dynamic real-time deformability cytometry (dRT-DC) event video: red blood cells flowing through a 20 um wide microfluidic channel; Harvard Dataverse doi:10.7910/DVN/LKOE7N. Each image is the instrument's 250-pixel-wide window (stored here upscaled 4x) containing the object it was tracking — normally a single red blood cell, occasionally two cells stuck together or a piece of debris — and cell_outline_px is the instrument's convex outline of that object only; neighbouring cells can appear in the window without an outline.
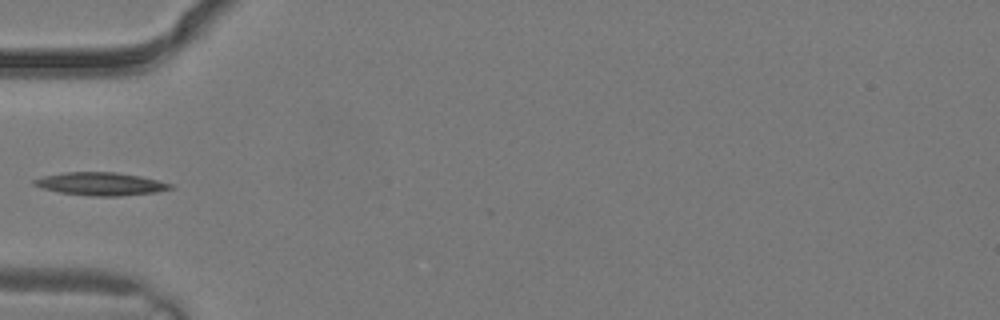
{"species": "common noctule bat (a hibernating species)", "species_latin": "Nyctalus noctula", "temperature_condition": "warm", "stored_images_in_passage": 2, "camera_frame_rate_fps": 3000, "um_per_image_px": 0.085, "animal": {"sex": "male", "body_mass_g": 19.2, "forearm_length_mm": 51.8}, "frame": {"image": 1, "passage_image": 2, "time_ms": 0.333, "image_size_px": [1000, 320], "cell_outline_px": [[176, 188], [156, 192], [120, 196], [92, 196], [60, 192], [44, 188], [32, 184], [32, 180], [44, 176], [64, 172], [116, 172], [140, 176], [172, 184]], "centroid_in_image_um": [8.58, 15.63], "position_along_channel_um": 76.4, "area_um2": 18.15}}